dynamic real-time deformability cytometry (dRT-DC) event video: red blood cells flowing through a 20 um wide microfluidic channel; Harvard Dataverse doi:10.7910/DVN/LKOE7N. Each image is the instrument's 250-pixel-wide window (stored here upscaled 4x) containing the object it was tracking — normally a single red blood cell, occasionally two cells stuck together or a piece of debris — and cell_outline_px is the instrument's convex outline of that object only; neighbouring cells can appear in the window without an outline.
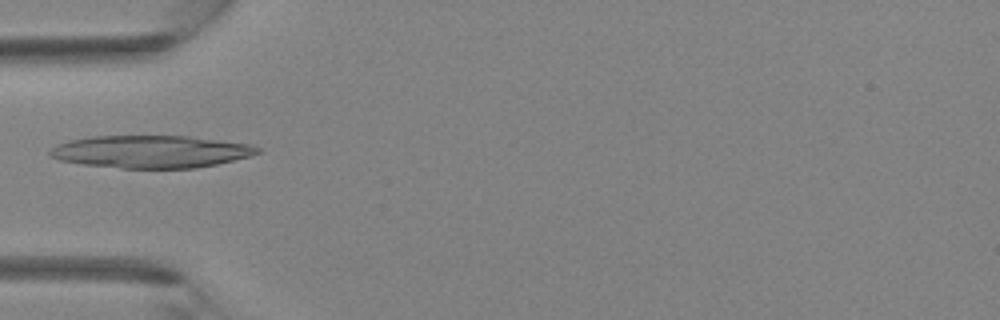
{"species": "Egyptian fruit bat (a non-hibernating species)", "species_latin": "Rousettus aegyptiacus", "temperature_condition": "room temperature", "stored_images_in_passage": 33, "camera_frame_rate_fps": 3000, "um_per_image_px": 0.085, "animal": {"sex": "female"}, "frame": {"image": 1, "passage_image": 5, "time_ms": 1.333, "image_size_px": [1000, 320], "cell_outline_px": [[260, 152], [248, 156], [216, 164], [196, 168], [120, 168], [84, 164], [60, 160], [48, 156], [48, 152], [56, 144], [68, 140], [92, 136], [188, 136], [252, 144], [260, 148]], "centroid_in_image_um": [12.79, 12.88], "position_along_channel_um": 72.2, "area_um2": 39.25}}
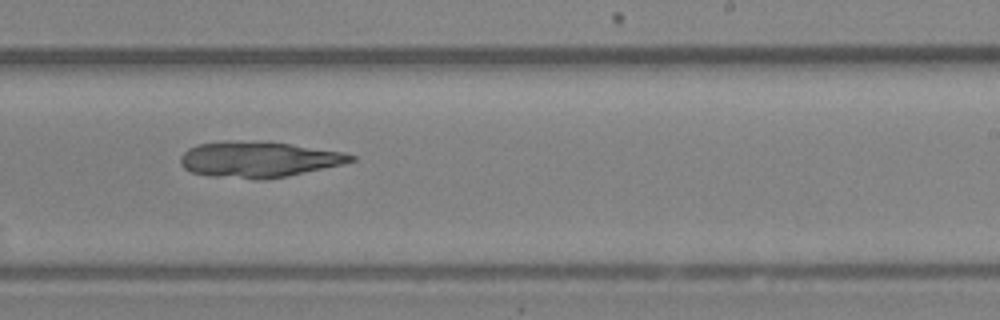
{"frame": {"image": 2, "passage_image": 17, "time_ms": 5.333, "image_size_px": [1000, 320], "cell_outline_px": [[356, 160], [344, 164], [288, 176], [264, 180], [256, 180], [208, 176], [188, 172], [180, 164], [180, 156], [188, 148], [196, 144], [224, 140], [268, 140], [344, 152], [356, 156]], "centroid_in_image_um": [21.96, 13.54], "position_along_channel_um": 267.0, "area_um2": 36.7}}
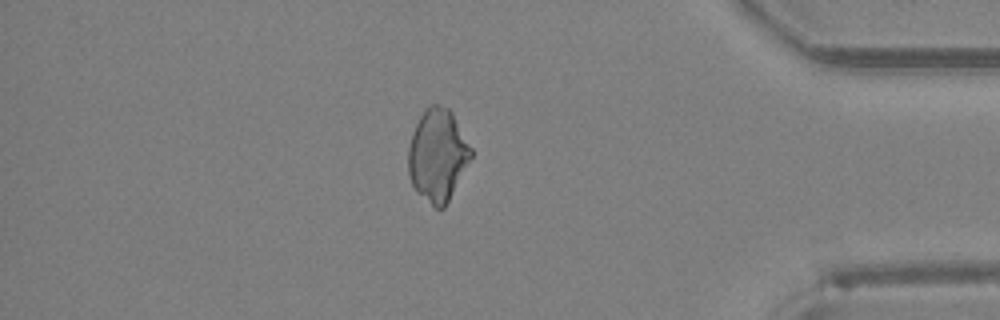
{"frame": {"image": 3, "passage_image": 27, "time_ms": 8.667, "image_size_px": [1000, 320], "cell_outline_px": [[472, 156], [444, 208], [436, 208], [416, 192], [412, 184], [408, 172], [408, 148], [412, 132], [424, 108], [432, 104], [436, 104], [448, 108], [452, 112], [472, 148]], "centroid_in_image_um": [37.18, 13.17], "position_along_channel_um": 398.0, "area_um2": 33.58}}